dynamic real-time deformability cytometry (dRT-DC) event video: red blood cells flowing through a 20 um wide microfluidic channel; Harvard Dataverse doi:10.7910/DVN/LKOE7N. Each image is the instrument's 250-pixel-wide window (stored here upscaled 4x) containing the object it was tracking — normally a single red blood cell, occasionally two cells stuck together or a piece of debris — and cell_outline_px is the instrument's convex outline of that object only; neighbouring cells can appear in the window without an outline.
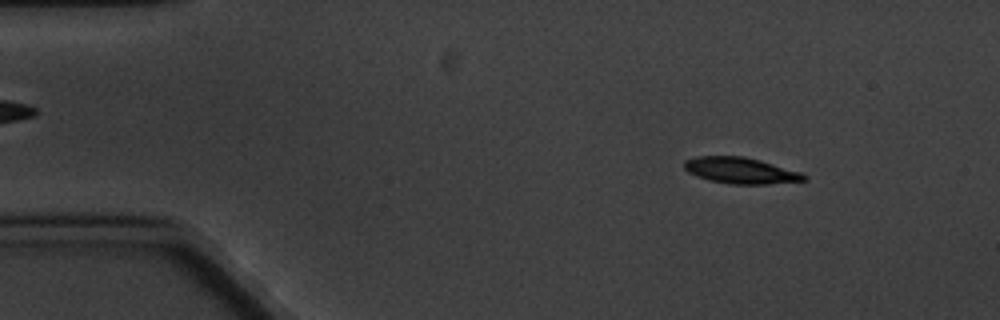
{"species": "common noctule bat (a hibernating species)", "species_latin": "Nyctalus noctula", "temperature_condition": "cold", "stored_images_in_passage": 7, "camera_frame_rate_fps": 3000, "um_per_image_px": 0.085, "animal": {"sex": "male", "body_mass_g": 20.1, "forearm_length_mm": 53.5}, "frame": {"image": 1, "passage_image": 2, "time_ms": 1.333, "image_size_px": [1000, 320], "cell_outline_px": [[808, 180], [768, 184], [728, 184], [708, 180], [696, 176], [688, 172], [684, 168], [684, 160], [696, 156], [744, 156], [760, 160], [800, 172], [808, 176]], "centroid_in_image_um": [62.94, 14.5], "position_along_channel_um": 22.1, "area_um2": 18.38}}
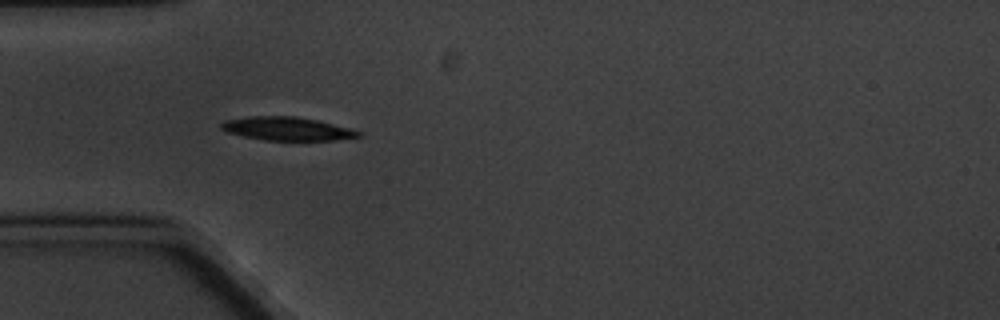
{"frame": {"image": 2, "passage_image": 5, "time_ms": 4.667, "image_size_px": [1000, 320], "cell_outline_px": [[364, 136], [332, 140], [264, 140], [244, 136], [228, 132], [220, 128], [220, 124], [224, 120], [248, 116], [296, 116], [316, 120], [348, 128], [360, 132]], "centroid_in_image_um": [24.36, 10.93], "position_along_channel_um": 60.6, "area_um2": 18.55}}
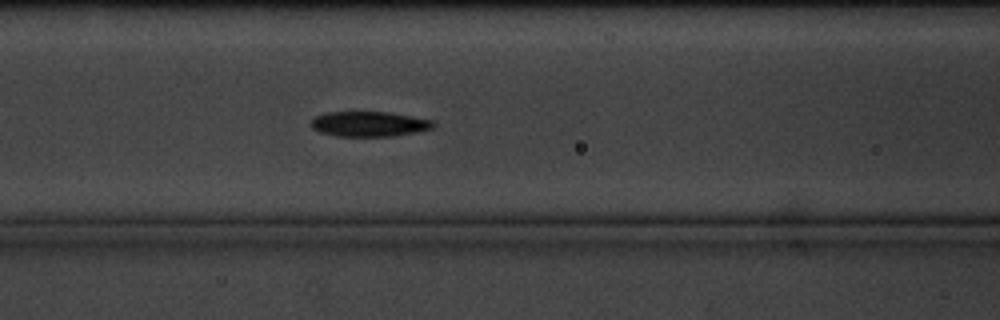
{"frame": {"image": 3, "passage_image": 7, "time_ms": 7.0, "image_size_px": [1000, 320], "cell_outline_px": [[436, 124], [432, 128], [416, 132], [392, 136], [336, 136], [320, 132], [312, 128], [308, 124], [316, 116], [328, 112], [388, 112], [436, 120]], "centroid_in_image_um": [31.39, 10.53], "position_along_channel_um": 135.2, "area_um2": 17.98}}